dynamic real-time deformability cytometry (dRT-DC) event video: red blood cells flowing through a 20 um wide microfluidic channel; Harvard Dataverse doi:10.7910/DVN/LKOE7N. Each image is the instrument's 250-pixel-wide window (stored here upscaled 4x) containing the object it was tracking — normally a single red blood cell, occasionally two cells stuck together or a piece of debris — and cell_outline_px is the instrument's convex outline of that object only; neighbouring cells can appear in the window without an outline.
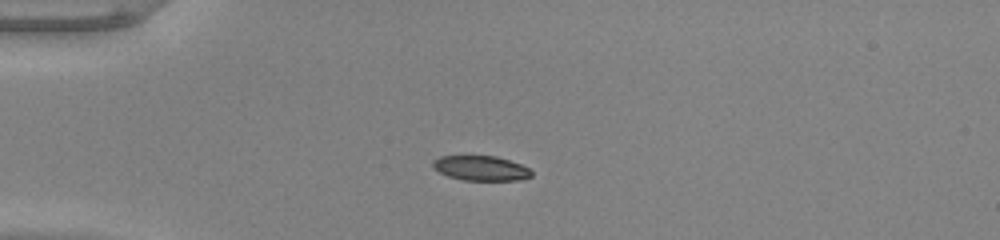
{"species": "common noctule bat (a hibernating species)", "species_latin": "Nyctalus noctula", "temperature_condition": "warm", "stored_images_in_passage": 39, "camera_frame_rate_fps": 3000, "um_per_image_px": 0.085, "animal": {"sex": "male", "body_mass_g": 20.0, "forearm_length_mm": 53.3}, "frame": {"image": 1, "passage_image": 1, "time_ms": 0.0, "image_size_px": [1000, 240], "cell_outline_px": [[532, 176], [520, 180], [464, 180], [448, 176], [432, 168], [432, 160], [440, 156], [496, 156], [520, 164], [528, 168], [532, 172]], "centroid_in_image_um": [40.85, 14.29], "position_along_channel_um": 44.2, "area_um2": 14.22}}
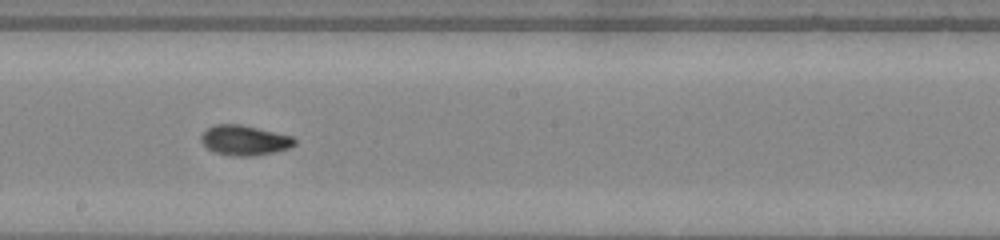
{"frame": {"image": 2, "passage_image": 17, "time_ms": 5.333, "image_size_px": [1000, 240], "cell_outline_px": [[296, 144], [288, 148], [276, 152], [252, 156], [232, 156], [216, 152], [208, 148], [200, 140], [200, 136], [208, 128], [216, 124], [240, 124], [292, 136], [296, 140]], "centroid_in_image_um": [20.79, 11.93], "position_along_channel_um": 227.4, "area_um2": 16.24}}
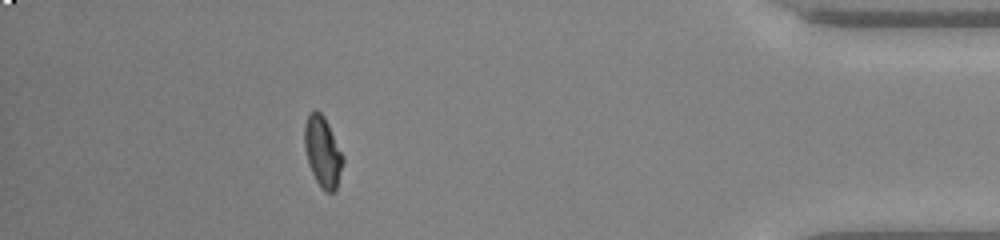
{"frame": {"image": 3, "passage_image": 34, "time_ms": 11.0, "image_size_px": [1000, 240], "cell_outline_px": [[344, 160], [336, 188], [332, 192], [324, 192], [320, 188], [308, 164], [304, 148], [304, 124], [308, 112], [312, 108], [316, 108], [324, 116], [344, 156]], "centroid_in_image_um": [27.4, 12.85], "position_along_channel_um": 407.8, "area_um2": 16.07}, "authors_computed_cell_mechanics": {"area_um2": 15.8372, "velocity_mm_per_s": 3.9957, "shape_relaxation_time_tau1_ms": 4.0474, "shape_relaxation_time_tau2_ms": 1.4589, "deformation_change_tau1": 0.1654, "deformation_change_tau2": 0.0515}}